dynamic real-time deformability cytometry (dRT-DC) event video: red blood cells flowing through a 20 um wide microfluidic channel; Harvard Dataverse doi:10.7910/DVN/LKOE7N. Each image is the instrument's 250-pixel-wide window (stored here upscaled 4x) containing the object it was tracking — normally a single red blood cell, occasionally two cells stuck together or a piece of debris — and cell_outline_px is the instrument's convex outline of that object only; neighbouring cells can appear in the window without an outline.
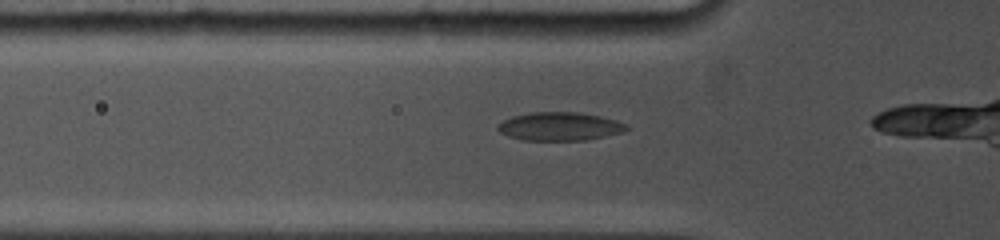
{"species": "common noctule bat (a hibernating species)", "species_latin": "Nyctalus noctula", "temperature_condition": "cold", "stored_images_in_passage": 8, "camera_frame_rate_fps": 5000, "um_per_image_px": 0.085, "animal": {"sex": "female", "body_mass_g": 19.0, "forearm_length_mm": 53.3}, "frame": {"image": 1, "passage_image": 4, "time_ms": 1.2, "image_size_px": [1000, 240], "cell_outline_px": [[628, 128], [624, 132], [588, 140], [520, 140], [508, 136], [500, 132], [496, 128], [496, 124], [512, 116], [532, 112], [580, 112], [600, 116], [616, 120], [628, 124]], "centroid_in_image_um": [47.57, 10.74], "position_along_channel_um": 78.2, "area_um2": 21.5}}
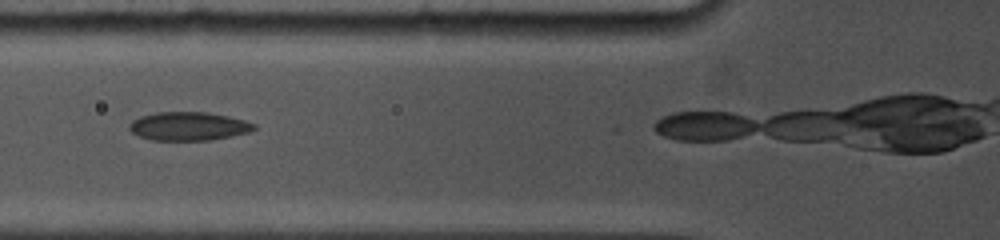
{"frame": {"image": 2, "passage_image": 6, "time_ms": 2.0, "image_size_px": [1000, 240], "cell_outline_px": [[256, 128], [248, 132], [232, 136], [208, 140], [152, 140], [140, 136], [132, 132], [128, 128], [128, 124], [132, 120], [140, 116], [156, 112], [208, 112], [228, 116], [244, 120], [256, 124]], "centroid_in_image_um": [16.01, 10.72], "position_along_channel_um": 109.8, "area_um2": 20.75}}